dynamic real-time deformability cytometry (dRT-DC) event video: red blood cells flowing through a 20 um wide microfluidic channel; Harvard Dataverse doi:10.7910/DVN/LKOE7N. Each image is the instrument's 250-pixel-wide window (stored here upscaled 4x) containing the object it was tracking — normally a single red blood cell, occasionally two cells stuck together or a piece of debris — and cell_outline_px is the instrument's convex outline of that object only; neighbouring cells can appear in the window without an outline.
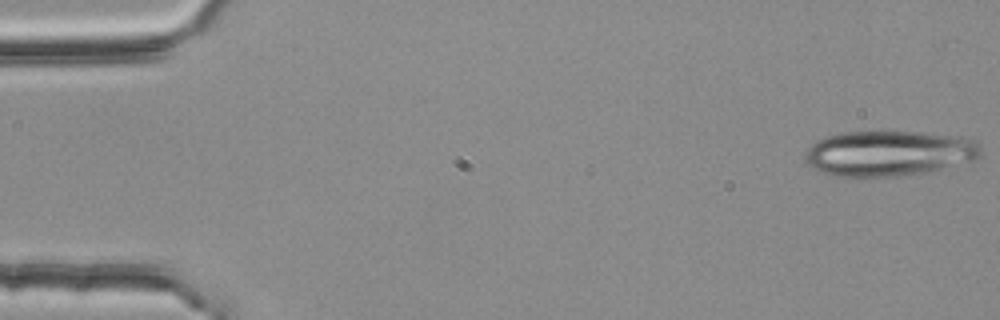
{"species": "common noctule bat (a hibernating species)", "species_latin": "Nyctalus noctula", "temperature_condition": "room temperature", "stored_images_in_passage": 21, "camera_frame_rate_fps": 3000, "um_per_image_px": 0.085, "animal": {"sex": "female", "body_mass_g": 25.1}, "frame": {"image": 1, "passage_image": 1, "time_ms": 0.0, "image_size_px": [1000, 320], "cell_outline_px": [[980, 156], [976, 160], [924, 172], [896, 176], [856, 180], [836, 176], [824, 172], [816, 168], [804, 156], [804, 152], [812, 144], [828, 136], [844, 132], [916, 132], [952, 136], [976, 140], [980, 144]], "centroid_in_image_um": [75.55, 13.06], "position_along_channel_um": 9.4, "area_um2": 46.47}}